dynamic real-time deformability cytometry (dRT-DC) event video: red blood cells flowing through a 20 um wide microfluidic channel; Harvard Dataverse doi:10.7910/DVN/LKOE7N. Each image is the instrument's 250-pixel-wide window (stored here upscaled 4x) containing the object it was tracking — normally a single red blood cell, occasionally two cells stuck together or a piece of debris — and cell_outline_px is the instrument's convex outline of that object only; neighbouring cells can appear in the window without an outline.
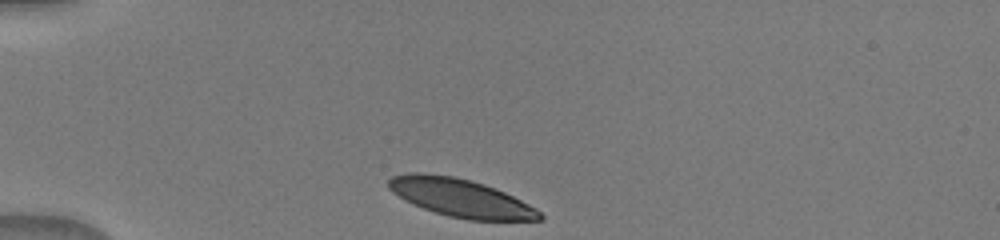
{"species": "human", "species_latin": "Homo sapiens", "temperature_condition": "warm", "stored_images_in_passage": 34, "camera_frame_rate_fps": 3000, "um_per_image_px": 0.085, "donor": {"sex": "male"}, "frame": {"image": 1, "passage_image": 1, "time_ms": 0.0, "image_size_px": [1000, 240], "cell_outline_px": [[544, 220], [468, 220], [448, 216], [424, 208], [404, 200], [392, 192], [388, 188], [388, 180], [392, 176], [408, 172], [424, 172], [452, 176], [472, 180], [496, 188], [536, 208], [544, 216]], "centroid_in_image_um": [39.14, 16.8], "position_along_channel_um": 45.9, "area_um2": 33.58}}
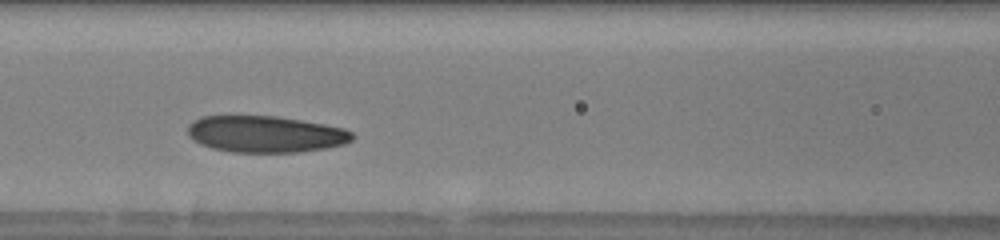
{"frame": {"image": 2, "passage_image": 11, "time_ms": 3.333, "image_size_px": [1000, 240], "cell_outline_px": [[356, 136], [352, 140], [344, 144], [328, 148], [300, 152], [232, 152], [212, 148], [200, 144], [192, 140], [188, 136], [188, 124], [192, 120], [200, 116], [276, 116], [324, 124], [344, 128], [352, 132]], "centroid_in_image_um": [22.55, 11.4], "position_along_channel_um": 144.0, "area_um2": 35.37}}
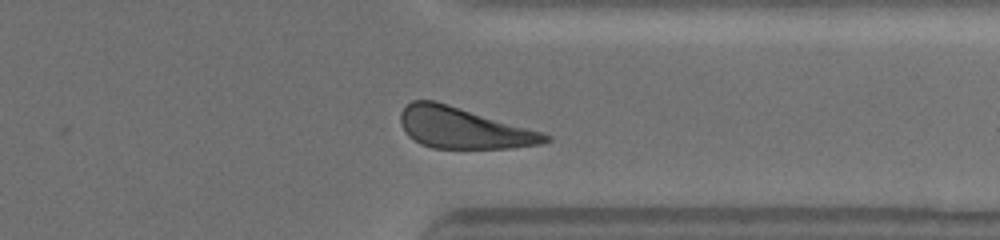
{"frame": {"image": 3, "passage_image": 28, "time_ms": 9.0, "image_size_px": [1000, 240], "cell_outline_px": [[552, 140], [540, 144], [512, 148], [432, 148], [420, 144], [408, 136], [404, 132], [400, 124], [400, 112], [412, 100], [436, 100], [544, 132], [552, 136]], "centroid_in_image_um": [39.39, 10.88], "position_along_channel_um": 372.0, "area_um2": 34.97}}